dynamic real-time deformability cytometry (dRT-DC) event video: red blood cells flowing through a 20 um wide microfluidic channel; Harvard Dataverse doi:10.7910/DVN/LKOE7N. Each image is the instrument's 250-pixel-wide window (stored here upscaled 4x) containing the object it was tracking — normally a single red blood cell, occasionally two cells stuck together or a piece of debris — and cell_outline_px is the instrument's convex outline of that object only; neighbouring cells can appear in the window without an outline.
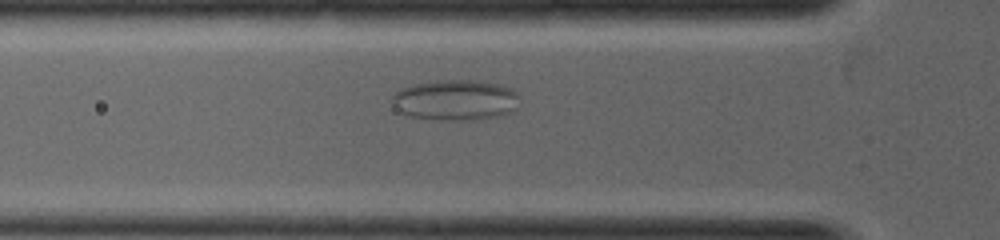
{"species": "common noctule bat (a hibernating species)", "species_latin": "Nyctalus noctula", "temperature_condition": "warm", "stored_images_in_passage": 34, "camera_frame_rate_fps": 5000, "um_per_image_px": 0.085, "animal": {"sex": "female", "body_mass_g": 19.0, "forearm_length_mm": 53.3}, "frame": {"image": 1, "passage_image": 11, "time_ms": 2.0, "image_size_px": [1000, 240], "cell_outline_px": [[520, 96], [516, 108], [512, 112], [504, 116], [476, 120], [448, 120], [408, 116], [400, 112], [392, 104], [392, 96], [400, 88], [412, 84], [436, 80], [480, 80], [504, 84], [512, 88]], "centroid_in_image_um": [38.77, 8.49], "position_along_channel_um": 87.0, "area_um2": 30.87}}
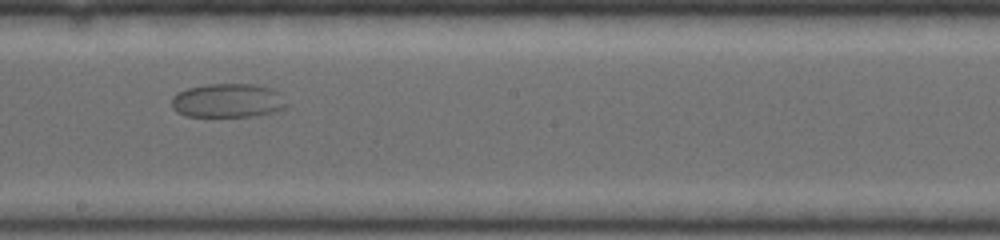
{"frame": {"image": 2, "passage_image": 20, "time_ms": 3.8, "image_size_px": [1000, 240], "cell_outline_px": [[288, 104], [284, 108], [276, 112], [252, 116], [184, 116], [176, 112], [172, 108], [172, 96], [176, 92], [188, 88], [208, 84], [252, 84], [268, 88], [280, 92]], "centroid_in_image_um": [19.35, 8.55], "position_along_channel_um": 228.9, "area_um2": 22.89}}
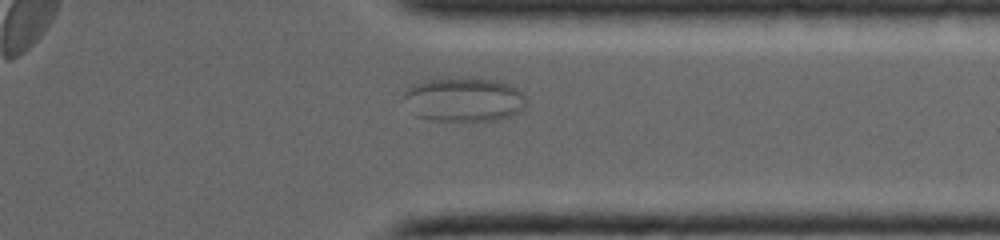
{"frame": {"image": 3, "passage_image": 29, "time_ms": 5.6, "image_size_px": [1000, 240], "cell_outline_px": [[524, 104], [516, 112], [508, 116], [484, 124], [468, 124], [432, 120], [416, 116], [404, 96], [404, 92], [412, 84], [424, 80], [448, 76], [472, 76], [496, 80], [512, 84], [524, 96]], "centroid_in_image_um": [39.42, 8.46], "position_along_channel_um": 372.0, "area_um2": 32.83}}